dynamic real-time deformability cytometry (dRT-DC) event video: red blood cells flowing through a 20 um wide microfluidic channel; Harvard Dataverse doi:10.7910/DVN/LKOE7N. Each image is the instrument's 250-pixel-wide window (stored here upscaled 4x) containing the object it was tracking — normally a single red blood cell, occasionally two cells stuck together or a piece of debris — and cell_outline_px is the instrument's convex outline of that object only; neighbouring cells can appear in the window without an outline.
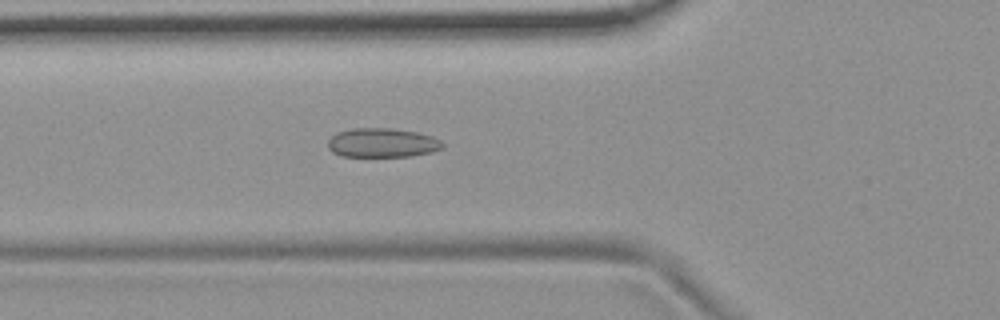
{"species": "common noctule bat (a hibernating species)", "species_latin": "Nyctalus noctula", "temperature_condition": "room temperature", "stored_images_in_passage": 55, "camera_frame_rate_fps": 3000, "um_per_image_px": 0.085, "animal": {"sex": "female", "body_mass_g": 19.9}, "frame": {"image": 1, "passage_image": 20, "time_ms": 6.333, "image_size_px": [1000, 320], "cell_outline_px": [[444, 148], [432, 152], [412, 156], [340, 156], [332, 152], [328, 148], [328, 140], [336, 132], [352, 128], [392, 128], [420, 132], [432, 136], [440, 140], [444, 144]], "centroid_in_image_um": [32.51, 12.13], "position_along_channel_um": 93.3, "area_um2": 19.77}}
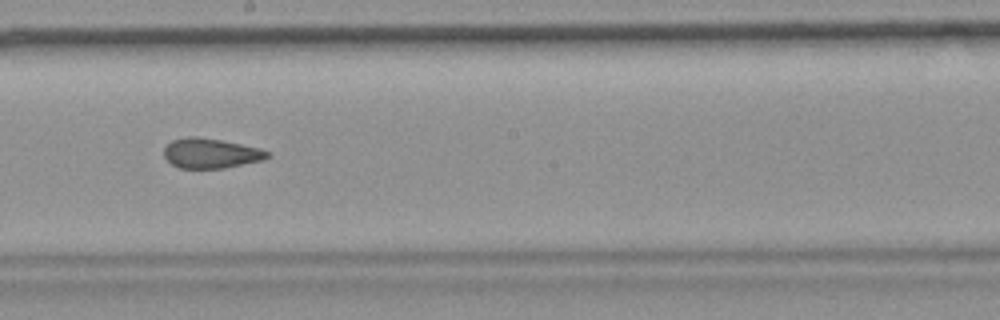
{"frame": {"image": 2, "passage_image": 31, "time_ms": 10.0, "image_size_px": [1000, 320], "cell_outline_px": [[272, 156], [264, 160], [224, 168], [180, 168], [172, 164], [164, 156], [164, 148], [172, 140], [188, 136], [196, 136], [220, 140], [260, 148], [272, 152]], "centroid_in_image_um": [17.96, 13.03], "position_along_channel_um": 230.2, "area_um2": 18.09}}
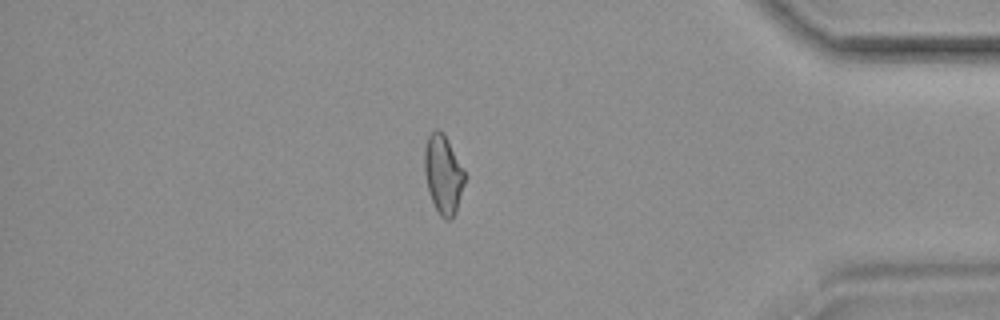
{"frame": {"image": 3, "passage_image": 47, "time_ms": 15.333, "image_size_px": [1000, 320], "cell_outline_px": [[464, 184], [456, 212], [448, 220], [444, 220], [440, 216], [432, 200], [428, 188], [424, 172], [424, 152], [428, 136], [436, 128], [444, 132], [464, 172]], "centroid_in_image_um": [37.66, 14.81], "position_along_channel_um": 397.5, "area_um2": 18.15}, "authors_computed_cell_mechanics": {"area_um2": 19.074, "velocity_mm_per_s": 3.7326, "shape_relaxation_time_tau1_ms": null, "shape_relaxation_time_tau2_ms": 2.414, "deformation_change_tau1": null, "deformation_change_tau2": 0.0825}}